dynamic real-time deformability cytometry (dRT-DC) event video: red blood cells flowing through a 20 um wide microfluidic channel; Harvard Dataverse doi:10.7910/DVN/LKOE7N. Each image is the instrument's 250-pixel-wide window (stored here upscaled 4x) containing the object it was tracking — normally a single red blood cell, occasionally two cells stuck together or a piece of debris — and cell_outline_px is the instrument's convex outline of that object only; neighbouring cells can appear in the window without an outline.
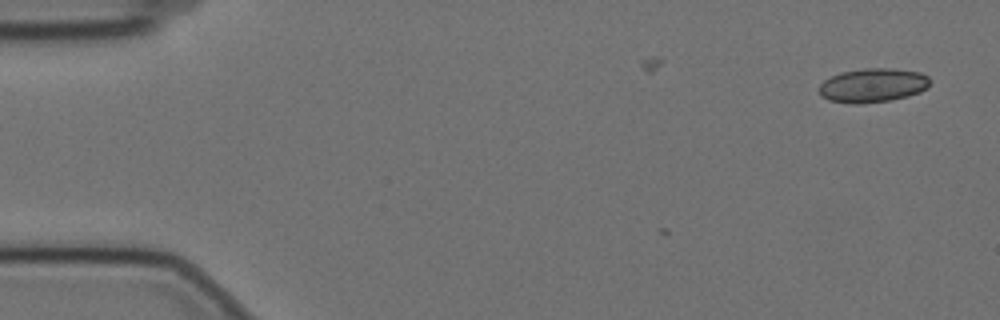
{"species": "Egyptian fruit bat (a non-hibernating species)", "species_latin": "Rousettus aegyptiacus", "temperature_condition": "cold", "stored_images_in_passage": 2, "camera_frame_rate_fps": 3000, "um_per_image_px": 0.085, "animal": {"sex": "female"}, "frame": {"image": 1, "passage_image": 2, "time_ms": 0.333, "image_size_px": [1000, 320], "cell_outline_px": [[932, 80], [928, 88], [920, 92], [908, 96], [888, 100], [860, 104], [852, 104], [828, 100], [820, 96], [820, 84], [824, 80], [840, 72], [864, 68], [892, 68], [920, 72], [928, 76]], "centroid_in_image_um": [74.21, 7.25], "position_along_channel_um": 10.8, "area_um2": 22.2}}